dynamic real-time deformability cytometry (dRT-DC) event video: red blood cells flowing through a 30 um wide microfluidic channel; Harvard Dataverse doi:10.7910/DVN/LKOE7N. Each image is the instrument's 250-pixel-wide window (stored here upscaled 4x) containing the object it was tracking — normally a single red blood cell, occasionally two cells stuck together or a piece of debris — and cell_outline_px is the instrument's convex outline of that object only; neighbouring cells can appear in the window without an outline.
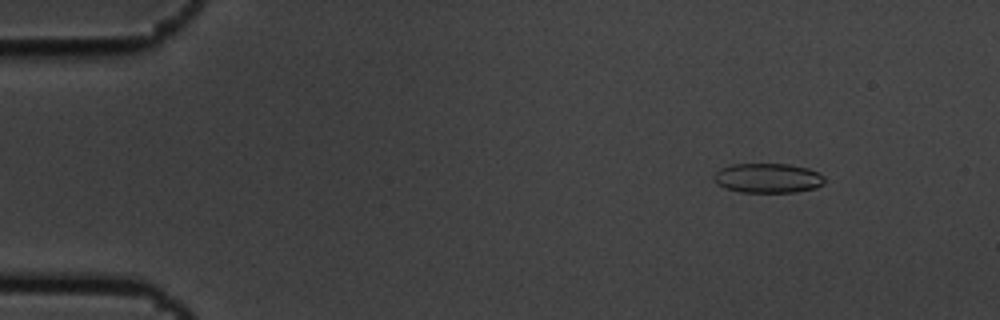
{"species": "common noctule bat (a hibernating species)", "species_latin": "Nyctalus noctula", "temperature_condition": "cold", "stored_images_in_passage": 7, "camera_frame_rate_fps": 3000, "um_per_image_px": 0.085, "animal": {"sex": "male", "body_mass_g": 19.5, "forearm_length_mm": 54.6}, "frame": {"image": 1, "passage_image": 2, "time_ms": 0.333, "image_size_px": [1000, 320], "cell_outline_px": [[824, 184], [816, 188], [796, 192], [740, 192], [724, 188], [716, 184], [712, 180], [712, 176], [720, 168], [732, 164], [788, 164], [808, 168], [824, 176]], "centroid_in_image_um": [65.23, 15.14], "position_along_channel_um": 19.8, "area_um2": 19.31}}
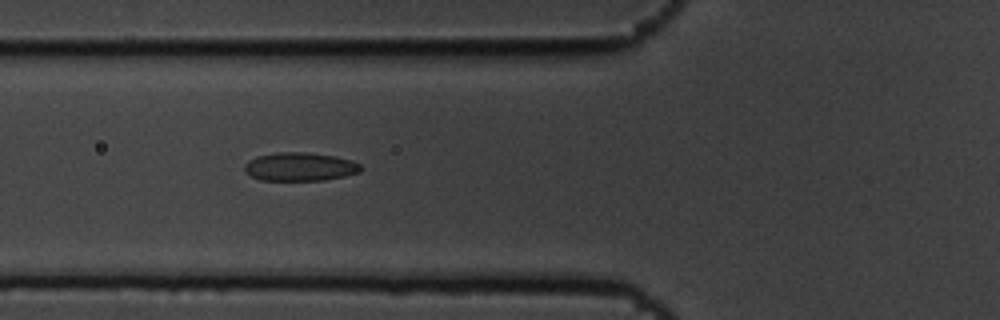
{"frame": {"image": 2, "passage_image": 6, "time_ms": 1.667, "image_size_px": [1000, 320], "cell_outline_px": [[364, 168], [360, 172], [344, 176], [324, 180], [260, 180], [244, 172], [244, 164], [248, 160], [256, 156], [276, 152], [308, 152], [332, 156], [352, 160], [360, 164]], "centroid_in_image_um": [25.48, 14.17], "position_along_channel_um": 100.3, "area_um2": 19.42}}
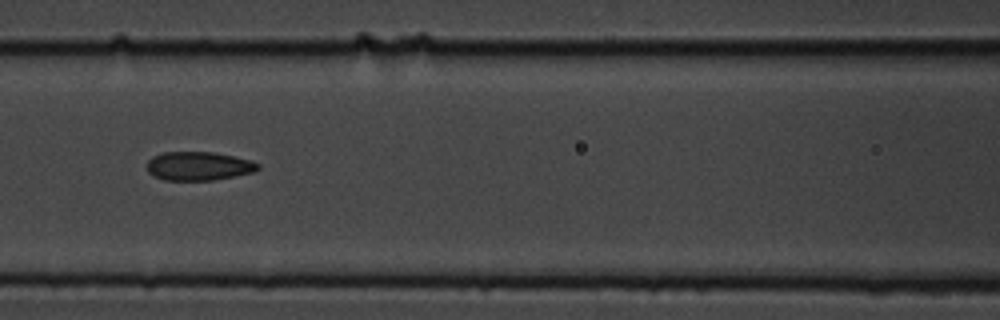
{"frame": {"image": 3, "passage_image": 7, "time_ms": 2.0, "image_size_px": [1000, 320], "cell_outline_px": [[260, 168], [256, 172], [212, 180], [164, 180], [152, 176], [148, 172], [148, 160], [152, 156], [164, 152], [216, 152], [252, 160], [260, 164]], "centroid_in_image_um": [16.91, 14.11], "position_along_channel_um": 149.7, "area_um2": 18.79}}